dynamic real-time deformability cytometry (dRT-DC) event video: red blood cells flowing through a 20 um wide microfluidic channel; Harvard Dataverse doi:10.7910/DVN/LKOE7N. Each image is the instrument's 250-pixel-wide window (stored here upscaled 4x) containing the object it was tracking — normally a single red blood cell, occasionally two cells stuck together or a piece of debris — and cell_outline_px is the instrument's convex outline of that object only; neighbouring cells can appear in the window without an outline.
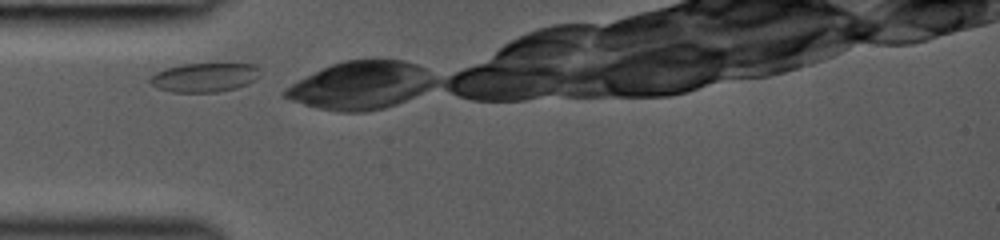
{"species": "common noctule bat (a hibernating species)", "species_latin": "Nyctalus noctula", "temperature_condition": "room temperature", "stored_images_in_passage": 2, "camera_frame_rate_fps": 3000, "um_per_image_px": 0.085, "animal": {"sex": "female", "body_mass_g": 19.0, "forearm_length_mm": 53.3}, "frame": {"image": 1, "passage_image": 1, "time_ms": 0.0, "image_size_px": [1000, 240], "cell_outline_px": [[260, 68], [256, 80], [248, 84], [236, 88], [216, 92], [172, 92], [156, 88], [148, 80], [156, 72], [164, 68], [180, 64], [216, 60], [256, 64]], "centroid_in_image_um": [17.43, 6.51], "position_along_channel_um": 67.6, "area_um2": 19.83}}